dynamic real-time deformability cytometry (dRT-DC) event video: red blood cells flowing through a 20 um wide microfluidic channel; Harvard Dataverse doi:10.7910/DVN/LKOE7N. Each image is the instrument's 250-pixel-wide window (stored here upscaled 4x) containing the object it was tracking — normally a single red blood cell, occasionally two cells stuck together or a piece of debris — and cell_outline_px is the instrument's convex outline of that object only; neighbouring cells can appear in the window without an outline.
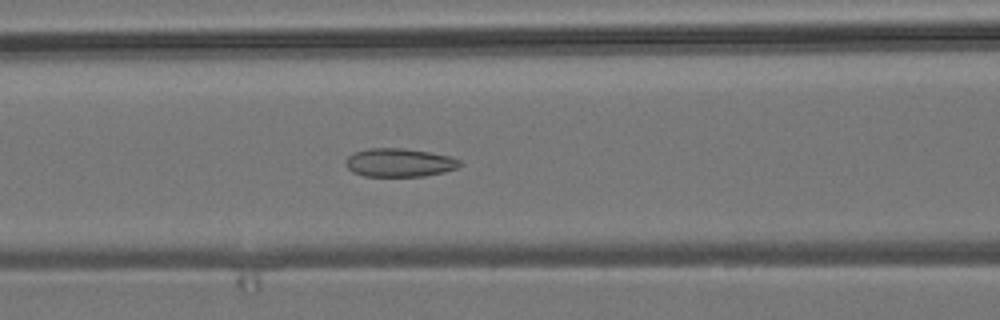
{"species": "common noctule bat (a hibernating species)", "species_latin": "Nyctalus noctula", "temperature_condition": "room temperature", "stored_images_in_passage": 10, "camera_frame_rate_fps": 3000, "um_per_image_px": 0.085, "animal": {"sex": "male", "body_mass_g": 19.2, "forearm_length_mm": 51.8}, "frame": {"image": 1, "passage_image": 7, "time_ms": 2.0, "image_size_px": [1000, 320], "cell_outline_px": [[460, 164], [456, 168], [444, 172], [424, 176], [364, 176], [352, 172], [344, 164], [344, 160], [348, 156], [356, 152], [368, 148], [404, 148], [452, 156], [460, 160]], "centroid_in_image_um": [33.92, 13.82], "position_along_channel_um": 132.7, "area_um2": 18.96}}
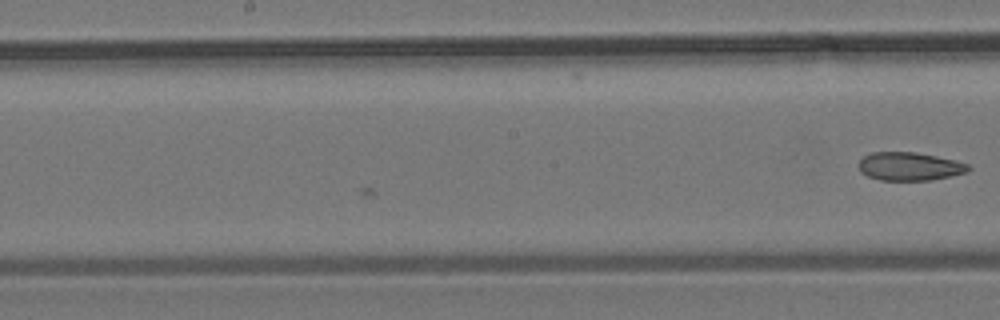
{"frame": {"image": 2, "passage_image": 10, "time_ms": 3.0, "image_size_px": [1000, 320], "cell_outline_px": [[972, 168], [968, 172], [932, 180], [880, 180], [868, 176], [860, 172], [860, 160], [864, 156], [872, 152], [916, 152], [956, 160], [968, 164]], "centroid_in_image_um": [77.35, 14.14], "position_along_channel_um": 170.9, "area_um2": 18.09}}